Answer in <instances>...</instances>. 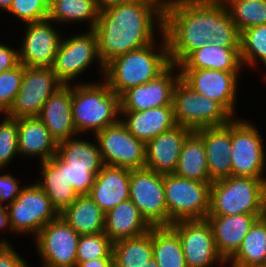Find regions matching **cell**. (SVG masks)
<instances>
[{"mask_svg":"<svg viewBox=\"0 0 266 267\" xmlns=\"http://www.w3.org/2000/svg\"><path fill=\"white\" fill-rule=\"evenodd\" d=\"M256 267H266V263L261 264V265H258V266H256Z\"/></svg>","mask_w":266,"mask_h":267,"instance_id":"f5cc1de1","label":"cell"},{"mask_svg":"<svg viewBox=\"0 0 266 267\" xmlns=\"http://www.w3.org/2000/svg\"><path fill=\"white\" fill-rule=\"evenodd\" d=\"M11 231L32 233L34 237L59 216L46 193L37 183L22 187L20 194L7 207Z\"/></svg>","mask_w":266,"mask_h":267,"instance_id":"9c48e42d","label":"cell"},{"mask_svg":"<svg viewBox=\"0 0 266 267\" xmlns=\"http://www.w3.org/2000/svg\"><path fill=\"white\" fill-rule=\"evenodd\" d=\"M229 261L232 262L231 267H256L266 263V225L260 218L251 226Z\"/></svg>","mask_w":266,"mask_h":267,"instance_id":"d6a6232c","label":"cell"},{"mask_svg":"<svg viewBox=\"0 0 266 267\" xmlns=\"http://www.w3.org/2000/svg\"><path fill=\"white\" fill-rule=\"evenodd\" d=\"M80 235L59 215L35 237L45 267H76Z\"/></svg>","mask_w":266,"mask_h":267,"instance_id":"5bb4252c","label":"cell"},{"mask_svg":"<svg viewBox=\"0 0 266 267\" xmlns=\"http://www.w3.org/2000/svg\"><path fill=\"white\" fill-rule=\"evenodd\" d=\"M59 215L79 235L104 232L105 213L88 194L79 195Z\"/></svg>","mask_w":266,"mask_h":267,"instance_id":"f1b7e54d","label":"cell"},{"mask_svg":"<svg viewBox=\"0 0 266 267\" xmlns=\"http://www.w3.org/2000/svg\"><path fill=\"white\" fill-rule=\"evenodd\" d=\"M94 135L104 165L128 169L145 167L146 143L132 135L120 119Z\"/></svg>","mask_w":266,"mask_h":267,"instance_id":"30bf717a","label":"cell"},{"mask_svg":"<svg viewBox=\"0 0 266 267\" xmlns=\"http://www.w3.org/2000/svg\"><path fill=\"white\" fill-rule=\"evenodd\" d=\"M19 63L18 50L0 44V73L16 67Z\"/></svg>","mask_w":266,"mask_h":267,"instance_id":"f6af8a7d","label":"cell"},{"mask_svg":"<svg viewBox=\"0 0 266 267\" xmlns=\"http://www.w3.org/2000/svg\"><path fill=\"white\" fill-rule=\"evenodd\" d=\"M51 20L26 23L23 45L19 49V62L25 67L51 68L62 36Z\"/></svg>","mask_w":266,"mask_h":267,"instance_id":"e0dca14e","label":"cell"},{"mask_svg":"<svg viewBox=\"0 0 266 267\" xmlns=\"http://www.w3.org/2000/svg\"><path fill=\"white\" fill-rule=\"evenodd\" d=\"M76 267H114V258H97L85 262H76Z\"/></svg>","mask_w":266,"mask_h":267,"instance_id":"bcb514c9","label":"cell"},{"mask_svg":"<svg viewBox=\"0 0 266 267\" xmlns=\"http://www.w3.org/2000/svg\"><path fill=\"white\" fill-rule=\"evenodd\" d=\"M240 58L242 64L254 66L260 59L266 66V24L241 32Z\"/></svg>","mask_w":266,"mask_h":267,"instance_id":"8d00e7d4","label":"cell"},{"mask_svg":"<svg viewBox=\"0 0 266 267\" xmlns=\"http://www.w3.org/2000/svg\"><path fill=\"white\" fill-rule=\"evenodd\" d=\"M57 143L76 136L72 115V87L62 85L43 104L37 116Z\"/></svg>","mask_w":266,"mask_h":267,"instance_id":"ffe728a7","label":"cell"},{"mask_svg":"<svg viewBox=\"0 0 266 267\" xmlns=\"http://www.w3.org/2000/svg\"><path fill=\"white\" fill-rule=\"evenodd\" d=\"M260 214L208 215L218 253L227 262L240 248Z\"/></svg>","mask_w":266,"mask_h":267,"instance_id":"7402d4cb","label":"cell"},{"mask_svg":"<svg viewBox=\"0 0 266 267\" xmlns=\"http://www.w3.org/2000/svg\"><path fill=\"white\" fill-rule=\"evenodd\" d=\"M57 154L68 167L88 168L95 176L104 166L98 145L73 137L58 143Z\"/></svg>","mask_w":266,"mask_h":267,"instance_id":"4dcf8cb0","label":"cell"},{"mask_svg":"<svg viewBox=\"0 0 266 267\" xmlns=\"http://www.w3.org/2000/svg\"><path fill=\"white\" fill-rule=\"evenodd\" d=\"M5 203L0 202V230L3 228L6 229L9 228L11 230L10 224H9V218H8V212H7V205H4Z\"/></svg>","mask_w":266,"mask_h":267,"instance_id":"c3c4849f","label":"cell"},{"mask_svg":"<svg viewBox=\"0 0 266 267\" xmlns=\"http://www.w3.org/2000/svg\"><path fill=\"white\" fill-rule=\"evenodd\" d=\"M164 4L165 0H132L99 12L93 30L104 66L120 55L155 42L156 22L163 33Z\"/></svg>","mask_w":266,"mask_h":267,"instance_id":"7a4b0ae2","label":"cell"},{"mask_svg":"<svg viewBox=\"0 0 266 267\" xmlns=\"http://www.w3.org/2000/svg\"><path fill=\"white\" fill-rule=\"evenodd\" d=\"M152 247L159 267H187L180 238L170 226L152 227Z\"/></svg>","mask_w":266,"mask_h":267,"instance_id":"1f68e13d","label":"cell"},{"mask_svg":"<svg viewBox=\"0 0 266 267\" xmlns=\"http://www.w3.org/2000/svg\"><path fill=\"white\" fill-rule=\"evenodd\" d=\"M23 79V64L0 73V113L6 115L12 107Z\"/></svg>","mask_w":266,"mask_h":267,"instance_id":"f35d334b","label":"cell"},{"mask_svg":"<svg viewBox=\"0 0 266 267\" xmlns=\"http://www.w3.org/2000/svg\"><path fill=\"white\" fill-rule=\"evenodd\" d=\"M40 164L43 180L37 184L60 214L77 199L79 194L66 177V162L57 153Z\"/></svg>","mask_w":266,"mask_h":267,"instance_id":"d4e9b609","label":"cell"},{"mask_svg":"<svg viewBox=\"0 0 266 267\" xmlns=\"http://www.w3.org/2000/svg\"><path fill=\"white\" fill-rule=\"evenodd\" d=\"M163 18L171 64L180 65L209 42L241 46V32L222 0H165Z\"/></svg>","mask_w":266,"mask_h":267,"instance_id":"6da1fadb","label":"cell"},{"mask_svg":"<svg viewBox=\"0 0 266 267\" xmlns=\"http://www.w3.org/2000/svg\"><path fill=\"white\" fill-rule=\"evenodd\" d=\"M66 177L79 195L88 194L95 182V175L88 168L68 167L66 163Z\"/></svg>","mask_w":266,"mask_h":267,"instance_id":"b9f144b4","label":"cell"},{"mask_svg":"<svg viewBox=\"0 0 266 267\" xmlns=\"http://www.w3.org/2000/svg\"><path fill=\"white\" fill-rule=\"evenodd\" d=\"M191 129L177 125L146 143L145 167L160 174L174 173L182 145Z\"/></svg>","mask_w":266,"mask_h":267,"instance_id":"d6986e66","label":"cell"},{"mask_svg":"<svg viewBox=\"0 0 266 267\" xmlns=\"http://www.w3.org/2000/svg\"><path fill=\"white\" fill-rule=\"evenodd\" d=\"M173 107L176 124L192 131L225 125L234 118L219 102L198 94L181 79L174 88Z\"/></svg>","mask_w":266,"mask_h":267,"instance_id":"52a82bcc","label":"cell"},{"mask_svg":"<svg viewBox=\"0 0 266 267\" xmlns=\"http://www.w3.org/2000/svg\"><path fill=\"white\" fill-rule=\"evenodd\" d=\"M176 68H179L178 65L171 64L157 78L125 91L120 96V110L145 111L154 107L173 105L174 88L180 79V71L173 75Z\"/></svg>","mask_w":266,"mask_h":267,"instance_id":"ac0fdd59","label":"cell"},{"mask_svg":"<svg viewBox=\"0 0 266 267\" xmlns=\"http://www.w3.org/2000/svg\"><path fill=\"white\" fill-rule=\"evenodd\" d=\"M262 221H263V223L266 225V200H265V202H264V205H263V209H262V211H261V213H260V217H259Z\"/></svg>","mask_w":266,"mask_h":267,"instance_id":"f907efd6","label":"cell"},{"mask_svg":"<svg viewBox=\"0 0 266 267\" xmlns=\"http://www.w3.org/2000/svg\"><path fill=\"white\" fill-rule=\"evenodd\" d=\"M130 170L104 165L96 175L88 195L107 213L119 203L130 199Z\"/></svg>","mask_w":266,"mask_h":267,"instance_id":"603a6c76","label":"cell"},{"mask_svg":"<svg viewBox=\"0 0 266 267\" xmlns=\"http://www.w3.org/2000/svg\"><path fill=\"white\" fill-rule=\"evenodd\" d=\"M130 200L151 227L169 226L164 174L146 167L130 170Z\"/></svg>","mask_w":266,"mask_h":267,"instance_id":"ba28073f","label":"cell"},{"mask_svg":"<svg viewBox=\"0 0 266 267\" xmlns=\"http://www.w3.org/2000/svg\"><path fill=\"white\" fill-rule=\"evenodd\" d=\"M141 267H159V265L157 264V262L155 261V259L152 258L151 260H149L148 262H146L145 265H143Z\"/></svg>","mask_w":266,"mask_h":267,"instance_id":"816d5d0a","label":"cell"},{"mask_svg":"<svg viewBox=\"0 0 266 267\" xmlns=\"http://www.w3.org/2000/svg\"><path fill=\"white\" fill-rule=\"evenodd\" d=\"M254 124L241 119L231 120L232 176L265 178L266 165L262 135Z\"/></svg>","mask_w":266,"mask_h":267,"instance_id":"8fae6325","label":"cell"},{"mask_svg":"<svg viewBox=\"0 0 266 267\" xmlns=\"http://www.w3.org/2000/svg\"><path fill=\"white\" fill-rule=\"evenodd\" d=\"M62 85L52 68L23 65L21 86L6 115L16 119L37 117L46 100Z\"/></svg>","mask_w":266,"mask_h":267,"instance_id":"4fadbf2b","label":"cell"},{"mask_svg":"<svg viewBox=\"0 0 266 267\" xmlns=\"http://www.w3.org/2000/svg\"><path fill=\"white\" fill-rule=\"evenodd\" d=\"M155 43L120 55L105 65L104 81L119 97L128 89L157 78L171 65L164 33L159 51L155 50Z\"/></svg>","mask_w":266,"mask_h":267,"instance_id":"3957f363","label":"cell"},{"mask_svg":"<svg viewBox=\"0 0 266 267\" xmlns=\"http://www.w3.org/2000/svg\"><path fill=\"white\" fill-rule=\"evenodd\" d=\"M50 0H13L7 12L25 23L48 19Z\"/></svg>","mask_w":266,"mask_h":267,"instance_id":"60d3db41","label":"cell"},{"mask_svg":"<svg viewBox=\"0 0 266 267\" xmlns=\"http://www.w3.org/2000/svg\"><path fill=\"white\" fill-rule=\"evenodd\" d=\"M58 143L38 117L18 119L19 155L40 157V162L51 159L57 153Z\"/></svg>","mask_w":266,"mask_h":267,"instance_id":"484cf974","label":"cell"},{"mask_svg":"<svg viewBox=\"0 0 266 267\" xmlns=\"http://www.w3.org/2000/svg\"><path fill=\"white\" fill-rule=\"evenodd\" d=\"M150 229L151 226L130 199L119 203L105 213L104 233L113 243L141 236Z\"/></svg>","mask_w":266,"mask_h":267,"instance_id":"4316f807","label":"cell"},{"mask_svg":"<svg viewBox=\"0 0 266 267\" xmlns=\"http://www.w3.org/2000/svg\"><path fill=\"white\" fill-rule=\"evenodd\" d=\"M98 17L97 0H50L48 19L52 23L88 20L89 30H93Z\"/></svg>","mask_w":266,"mask_h":267,"instance_id":"e575fe53","label":"cell"},{"mask_svg":"<svg viewBox=\"0 0 266 267\" xmlns=\"http://www.w3.org/2000/svg\"><path fill=\"white\" fill-rule=\"evenodd\" d=\"M196 132L203 138L210 179L216 181L232 176L231 121Z\"/></svg>","mask_w":266,"mask_h":267,"instance_id":"44dd1931","label":"cell"},{"mask_svg":"<svg viewBox=\"0 0 266 267\" xmlns=\"http://www.w3.org/2000/svg\"><path fill=\"white\" fill-rule=\"evenodd\" d=\"M95 59L99 62L104 76L105 66L98 54L97 35L94 30H89L67 39L62 38L51 68L62 84L69 85L70 81L73 82L76 76L89 68Z\"/></svg>","mask_w":266,"mask_h":267,"instance_id":"7c38bea8","label":"cell"},{"mask_svg":"<svg viewBox=\"0 0 266 267\" xmlns=\"http://www.w3.org/2000/svg\"><path fill=\"white\" fill-rule=\"evenodd\" d=\"M266 200V178L230 176L213 181L208 215L260 214Z\"/></svg>","mask_w":266,"mask_h":267,"instance_id":"5b68a950","label":"cell"},{"mask_svg":"<svg viewBox=\"0 0 266 267\" xmlns=\"http://www.w3.org/2000/svg\"><path fill=\"white\" fill-rule=\"evenodd\" d=\"M129 1L132 0H97V7L100 12L119 6L123 3H127Z\"/></svg>","mask_w":266,"mask_h":267,"instance_id":"7dc6e473","label":"cell"},{"mask_svg":"<svg viewBox=\"0 0 266 267\" xmlns=\"http://www.w3.org/2000/svg\"><path fill=\"white\" fill-rule=\"evenodd\" d=\"M18 180L10 174L0 176V202L4 203L6 200L7 206L11 204L20 194L22 187L18 186ZM20 187V188H19Z\"/></svg>","mask_w":266,"mask_h":267,"instance_id":"7bdbcfd3","label":"cell"},{"mask_svg":"<svg viewBox=\"0 0 266 267\" xmlns=\"http://www.w3.org/2000/svg\"><path fill=\"white\" fill-rule=\"evenodd\" d=\"M120 119L137 139L147 143L160 134L177 126L173 105L150 108L145 111L120 110Z\"/></svg>","mask_w":266,"mask_h":267,"instance_id":"cb8c5ba5","label":"cell"},{"mask_svg":"<svg viewBox=\"0 0 266 267\" xmlns=\"http://www.w3.org/2000/svg\"><path fill=\"white\" fill-rule=\"evenodd\" d=\"M170 227L178 234L187 267H210L225 264L218 253L213 231L207 219L179 220Z\"/></svg>","mask_w":266,"mask_h":267,"instance_id":"9a60e30c","label":"cell"},{"mask_svg":"<svg viewBox=\"0 0 266 267\" xmlns=\"http://www.w3.org/2000/svg\"><path fill=\"white\" fill-rule=\"evenodd\" d=\"M119 114L120 97L105 81L72 86V115L78 135L103 130L116 123Z\"/></svg>","mask_w":266,"mask_h":267,"instance_id":"277c9868","label":"cell"},{"mask_svg":"<svg viewBox=\"0 0 266 267\" xmlns=\"http://www.w3.org/2000/svg\"><path fill=\"white\" fill-rule=\"evenodd\" d=\"M77 262L97 258H114L113 242L104 233L80 235L77 245Z\"/></svg>","mask_w":266,"mask_h":267,"instance_id":"74e56055","label":"cell"},{"mask_svg":"<svg viewBox=\"0 0 266 267\" xmlns=\"http://www.w3.org/2000/svg\"><path fill=\"white\" fill-rule=\"evenodd\" d=\"M114 267H141L153 258L152 227L134 238L113 243Z\"/></svg>","mask_w":266,"mask_h":267,"instance_id":"836d02e7","label":"cell"},{"mask_svg":"<svg viewBox=\"0 0 266 267\" xmlns=\"http://www.w3.org/2000/svg\"><path fill=\"white\" fill-rule=\"evenodd\" d=\"M212 182H199L164 174V189L169 226L179 220L206 219L210 210Z\"/></svg>","mask_w":266,"mask_h":267,"instance_id":"8992f818","label":"cell"},{"mask_svg":"<svg viewBox=\"0 0 266 267\" xmlns=\"http://www.w3.org/2000/svg\"><path fill=\"white\" fill-rule=\"evenodd\" d=\"M174 173L199 182H213L209 177L203 138L196 131L185 139Z\"/></svg>","mask_w":266,"mask_h":267,"instance_id":"f546056e","label":"cell"},{"mask_svg":"<svg viewBox=\"0 0 266 267\" xmlns=\"http://www.w3.org/2000/svg\"><path fill=\"white\" fill-rule=\"evenodd\" d=\"M243 64L240 48H223L209 42L193 51L178 69H212L219 71H240Z\"/></svg>","mask_w":266,"mask_h":267,"instance_id":"83f0119b","label":"cell"},{"mask_svg":"<svg viewBox=\"0 0 266 267\" xmlns=\"http://www.w3.org/2000/svg\"><path fill=\"white\" fill-rule=\"evenodd\" d=\"M18 154V119L6 115L0 123V169Z\"/></svg>","mask_w":266,"mask_h":267,"instance_id":"ab89813d","label":"cell"},{"mask_svg":"<svg viewBox=\"0 0 266 267\" xmlns=\"http://www.w3.org/2000/svg\"><path fill=\"white\" fill-rule=\"evenodd\" d=\"M26 261L6 240H0V267H28Z\"/></svg>","mask_w":266,"mask_h":267,"instance_id":"ee69618b","label":"cell"},{"mask_svg":"<svg viewBox=\"0 0 266 267\" xmlns=\"http://www.w3.org/2000/svg\"><path fill=\"white\" fill-rule=\"evenodd\" d=\"M13 0H0V9L5 10L6 12L12 5Z\"/></svg>","mask_w":266,"mask_h":267,"instance_id":"681fc988","label":"cell"},{"mask_svg":"<svg viewBox=\"0 0 266 267\" xmlns=\"http://www.w3.org/2000/svg\"><path fill=\"white\" fill-rule=\"evenodd\" d=\"M239 71L212 69H180V79L192 90L219 102L232 116L235 115Z\"/></svg>","mask_w":266,"mask_h":267,"instance_id":"2e32d148","label":"cell"},{"mask_svg":"<svg viewBox=\"0 0 266 267\" xmlns=\"http://www.w3.org/2000/svg\"><path fill=\"white\" fill-rule=\"evenodd\" d=\"M240 32L266 24V0H222Z\"/></svg>","mask_w":266,"mask_h":267,"instance_id":"d590c367","label":"cell"}]
</instances>
